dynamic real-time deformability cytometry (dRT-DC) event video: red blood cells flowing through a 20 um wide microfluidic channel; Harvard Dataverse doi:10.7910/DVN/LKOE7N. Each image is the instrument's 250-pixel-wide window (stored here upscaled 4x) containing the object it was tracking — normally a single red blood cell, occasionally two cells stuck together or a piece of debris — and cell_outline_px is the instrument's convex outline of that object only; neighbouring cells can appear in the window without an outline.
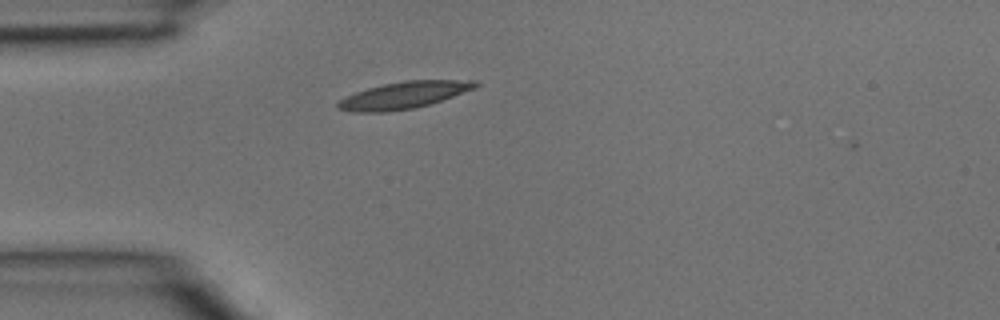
{"species": "common noctule bat (a hibernating species)", "species_latin": "Nyctalus noctula", "temperature_condition": "room temperature", "stored_images_in_passage": 1, "camera_frame_rate_fps": 3000, "um_per_image_px": 0.085, "animal": {"sex": "male", "body_mass_g": 15.6}, "frame": {"image": 1, "passage_image": 1, "time_ms": 0.0, "image_size_px": [1000, 320], "cell_outline_px": [[480, 84], [476, 88], [428, 104], [412, 108], [384, 112], [352, 112], [336, 108], [336, 104], [344, 96], [368, 88], [384, 84], [404, 80], [476, 80]], "centroid_in_image_um": [34.3, 8.08], "position_along_channel_um": 50.7, "area_um2": 21.39}}